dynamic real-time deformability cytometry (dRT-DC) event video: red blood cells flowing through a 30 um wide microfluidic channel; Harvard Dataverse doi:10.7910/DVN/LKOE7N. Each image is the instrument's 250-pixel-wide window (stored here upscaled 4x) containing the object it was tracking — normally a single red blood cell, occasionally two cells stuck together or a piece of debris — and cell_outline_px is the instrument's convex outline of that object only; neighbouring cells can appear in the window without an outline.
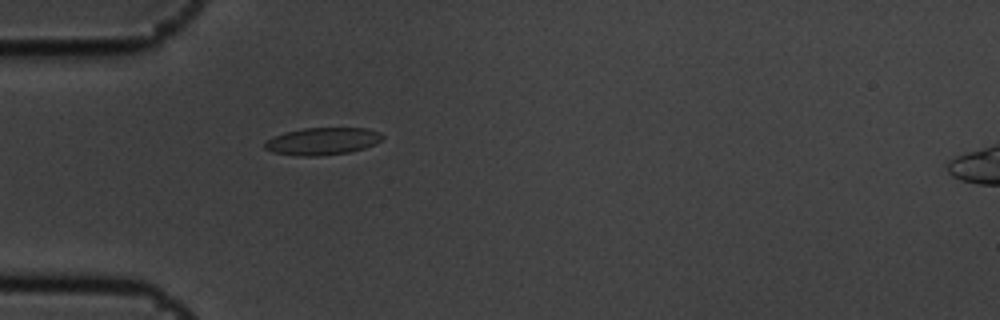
{"species": "common noctule bat (a hibernating species)", "species_latin": "Nyctalus noctula", "temperature_condition": "cold", "stored_images_in_passage": 5, "camera_frame_rate_fps": 3000, "um_per_image_px": 0.085, "animal": {"sex": "male", "body_mass_g": 19.5, "forearm_length_mm": 54.6}, "frame": {"image": 1, "passage_image": 5, "time_ms": 1.333, "image_size_px": [1000, 320], "cell_outline_px": [[384, 136], [380, 140], [364, 148], [348, 152], [316, 156], [296, 156], [272, 152], [264, 148], [264, 144], [268, 140], [284, 132], [304, 128], [368, 128], [380, 132]], "centroid_in_image_um": [27.39, 12.0], "position_along_channel_um": 57.6, "area_um2": 18.55}}